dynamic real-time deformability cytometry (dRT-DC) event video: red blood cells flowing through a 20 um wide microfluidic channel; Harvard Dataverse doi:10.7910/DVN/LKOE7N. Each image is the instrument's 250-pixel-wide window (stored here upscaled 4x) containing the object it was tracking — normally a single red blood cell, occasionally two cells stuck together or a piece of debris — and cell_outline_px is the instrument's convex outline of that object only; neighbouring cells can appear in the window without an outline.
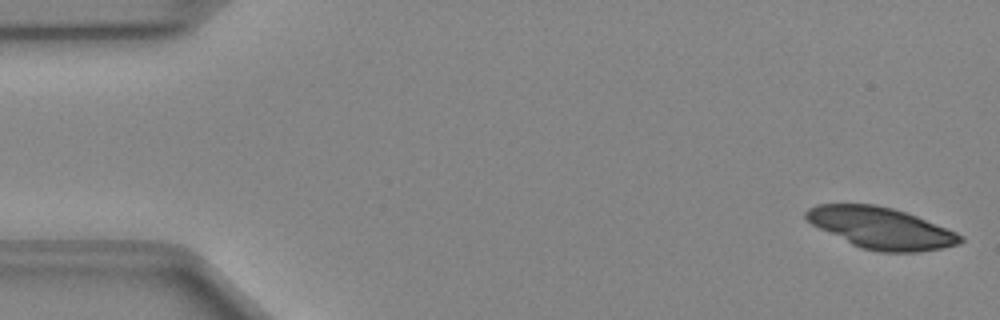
{"species": "Egyptian fruit bat (a non-hibernating species)", "species_latin": "Rousettus aegyptiacus", "temperature_condition": "cold", "stored_images_in_passage": 25, "camera_frame_rate_fps": 3000, "um_per_image_px": 0.085, "animal": {"sex": "female"}, "frame": {"image": 1, "passage_image": 1, "time_ms": 0.0, "image_size_px": [1000, 320], "cell_outline_px": [[964, 240], [960, 244], [920, 252], [880, 252], [860, 248], [812, 224], [804, 216], [804, 212], [808, 208], [816, 204], [872, 204], [892, 208], [916, 216], [956, 232], [964, 236]], "centroid_in_image_um": [74.9, 19.38], "position_along_channel_um": 10.1, "area_um2": 36.88}}